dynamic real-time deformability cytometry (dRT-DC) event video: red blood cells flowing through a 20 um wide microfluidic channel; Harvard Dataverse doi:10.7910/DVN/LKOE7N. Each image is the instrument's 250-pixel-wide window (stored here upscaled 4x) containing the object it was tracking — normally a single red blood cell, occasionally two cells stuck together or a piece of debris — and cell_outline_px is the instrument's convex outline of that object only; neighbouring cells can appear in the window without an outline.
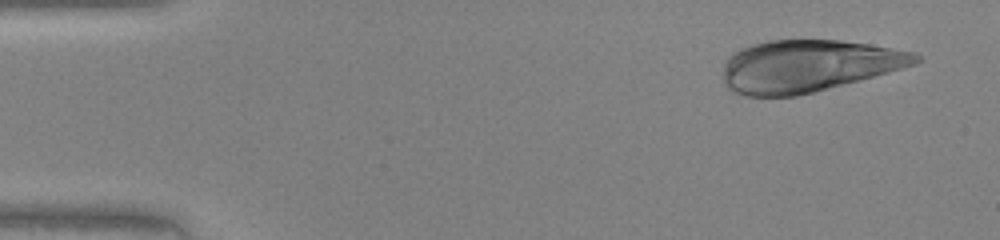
{"species": "human", "species_latin": "Homo sapiens", "temperature_condition": "warm", "stored_images_in_passage": 46, "camera_frame_rate_fps": 3000, "um_per_image_px": 0.085, "donor": {"sex": "female"}, "frame": {"image": 1, "passage_image": 3, "time_ms": 0.667, "image_size_px": [1000, 240], "cell_outline_px": [[924, 56], [916, 64], [860, 80], [796, 96], [744, 96], [732, 92], [724, 84], [724, 64], [728, 56], [744, 48], [768, 40], [840, 40], [868, 44], [916, 52]], "centroid_in_image_um": [68.71, 5.61], "position_along_channel_um": 16.3, "area_um2": 58.15}}
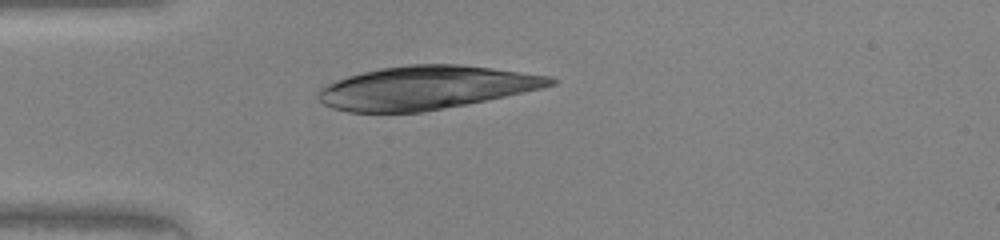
{"frame": {"image": 2, "passage_image": 12, "time_ms": 3.667, "image_size_px": [1000, 240], "cell_outline_px": [[560, 80], [556, 84], [540, 88], [504, 96], [424, 112], [348, 112], [332, 108], [324, 104], [316, 96], [316, 92], [320, 88], [328, 84], [348, 76], [380, 68], [408, 64], [460, 64], [492, 68], [548, 76]], "centroid_in_image_um": [36.17, 7.45], "position_along_channel_um": 48.8, "area_um2": 58.15}}